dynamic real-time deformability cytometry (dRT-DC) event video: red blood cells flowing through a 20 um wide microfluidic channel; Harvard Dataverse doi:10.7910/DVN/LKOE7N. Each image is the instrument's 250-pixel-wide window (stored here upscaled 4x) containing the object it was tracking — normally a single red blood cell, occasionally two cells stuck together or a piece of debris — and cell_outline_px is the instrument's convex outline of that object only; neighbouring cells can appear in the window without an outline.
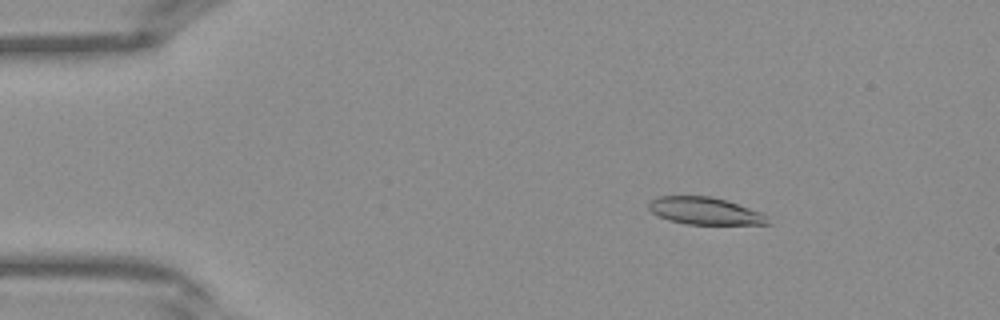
{"species": "Egyptian fruit bat (a non-hibernating species)", "species_latin": "Rousettus aegyptiacus", "temperature_condition": "warm", "stored_images_in_passage": 41, "camera_frame_rate_fps": 3000, "um_per_image_px": 0.085, "frame": {"image": 1, "passage_image": 7, "time_ms": 2.0, "image_size_px": [1000, 320], "cell_outline_px": [[772, 224], [688, 224], [668, 220], [652, 212], [648, 208], [648, 204], [652, 200], [660, 196], [712, 196], [728, 200], [760, 212], [768, 216]], "centroid_in_image_um": [59.95, 17.93], "position_along_channel_um": 25.0, "area_um2": 18.9}}
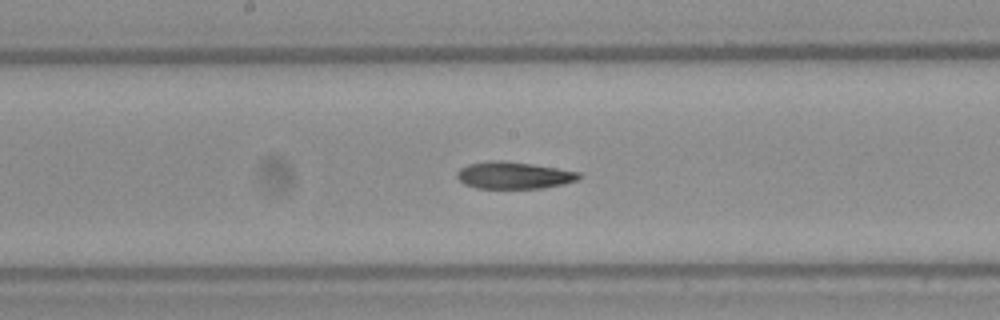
{"frame": {"image": 2, "passage_image": 22, "time_ms": 7.0, "image_size_px": [1000, 320], "cell_outline_px": [[584, 176], [580, 180], [564, 184], [544, 188], [476, 188], [464, 184], [456, 176], [456, 172], [460, 168], [468, 164], [488, 160], [500, 160], [532, 164], [580, 172]], "centroid_in_image_um": [43.7, 14.9], "position_along_channel_um": 204.5, "area_um2": 19.42}}
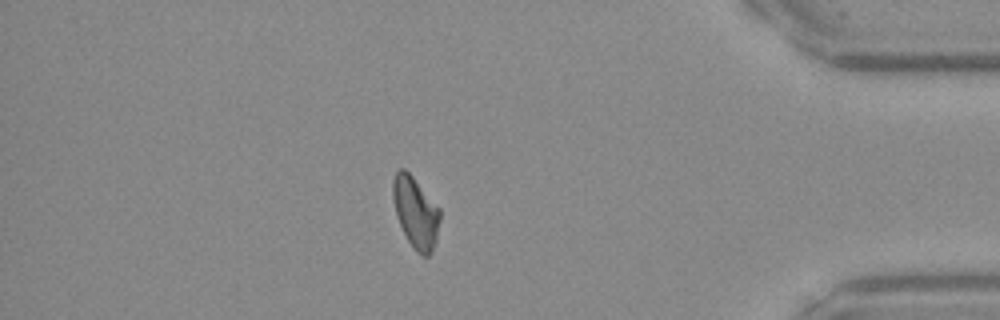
{"frame": {"image": 3, "passage_image": 36, "time_ms": 11.667, "image_size_px": [1000, 320], "cell_outline_px": [[440, 220], [436, 240], [428, 256], [424, 256], [416, 252], [412, 248], [396, 216], [392, 196], [392, 180], [396, 172], [400, 168], [404, 168], [412, 176], [440, 208]], "centroid_in_image_um": [35.31, 18.04], "position_along_channel_um": 399.9, "area_um2": 19.42}}